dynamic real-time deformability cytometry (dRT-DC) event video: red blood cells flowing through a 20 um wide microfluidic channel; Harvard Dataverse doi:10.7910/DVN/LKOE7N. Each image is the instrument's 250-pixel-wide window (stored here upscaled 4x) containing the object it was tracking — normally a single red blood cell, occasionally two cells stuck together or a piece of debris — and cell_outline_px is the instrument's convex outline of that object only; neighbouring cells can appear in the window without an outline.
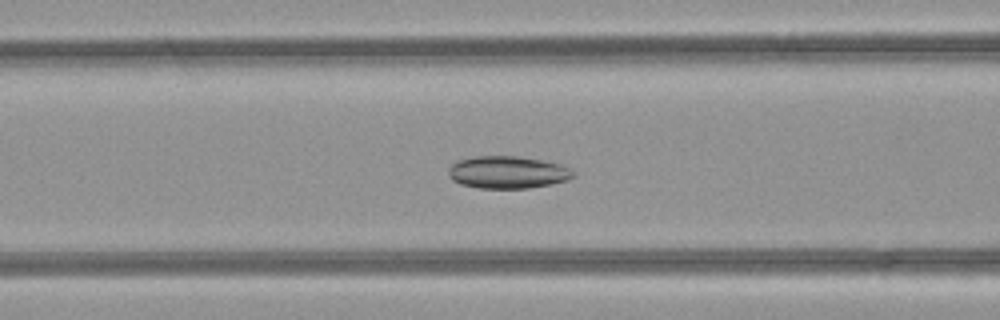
{"species": "common noctule bat (a hibernating species)", "species_latin": "Nyctalus noctula", "temperature_condition": "room temperature", "stored_images_in_passage": 34, "camera_frame_rate_fps": 3000, "um_per_image_px": 0.085, "animal": {"sex": "female", "body_mass_g": 21.9}, "frame": {"image": 1, "passage_image": 13, "time_ms": 4.0, "image_size_px": [1000, 320], "cell_outline_px": [[576, 176], [568, 180], [552, 184], [528, 188], [480, 188], [460, 184], [452, 180], [448, 176], [448, 168], [456, 160], [472, 156], [520, 156], [560, 164], [576, 172]], "centroid_in_image_um": [43.13, 14.64], "position_along_channel_um": 123.5, "area_um2": 23.81}}
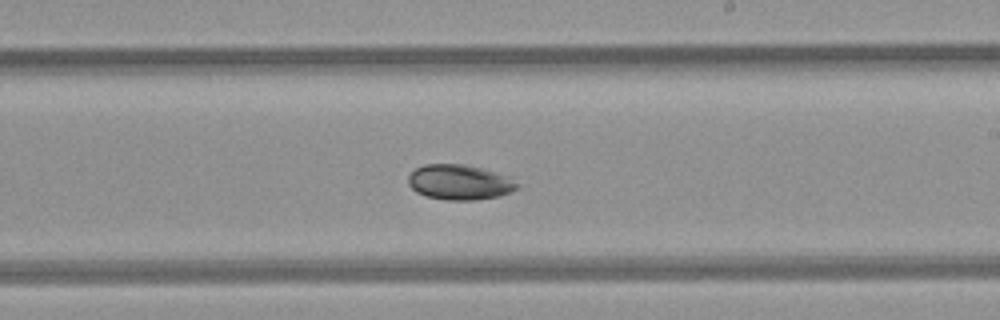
{"frame": {"image": 2, "passage_image": 22, "time_ms": 7.0, "image_size_px": [1000, 320], "cell_outline_px": [[520, 188], [496, 196], [476, 200], [448, 200], [428, 196], [416, 192], [408, 184], [408, 176], [416, 168], [424, 164], [464, 164], [512, 176], [520, 184]], "centroid_in_image_um": [39.1, 15.48], "position_along_channel_um": 249.9, "area_um2": 22.37}}
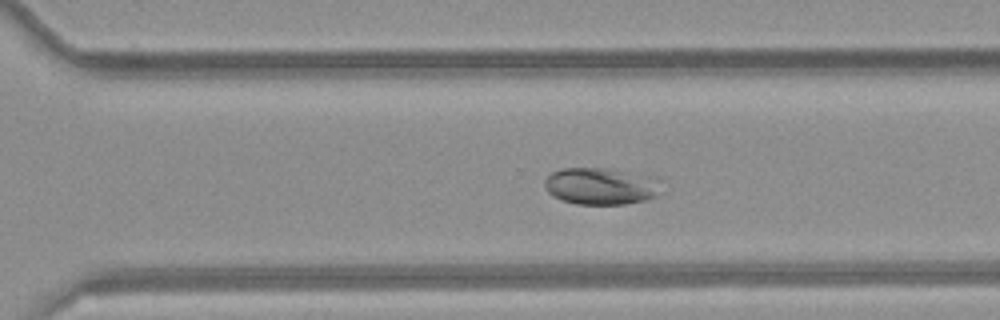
{"frame": {"image": 3, "passage_image": 27, "time_ms": 8.667, "image_size_px": [1000, 320], "cell_outline_px": [[656, 196], [644, 200], [624, 204], [576, 204], [560, 200], [552, 196], [544, 188], [544, 180], [552, 172], [564, 168], [600, 168], [620, 172], [652, 188]], "centroid_in_image_um": [50.64, 15.88], "position_along_channel_um": 320.0, "area_um2": 22.66}, "authors_computed_cell_mechanics": {"area_um2": 25.2297, "velocity_mm_per_s": 4.2094, "shape_relaxation_time_tau1_ms": 10.181, "shape_relaxation_time_tau2_ms": null, "deformation_change_tau1": 0.1713, "deformation_change_tau2": null}}